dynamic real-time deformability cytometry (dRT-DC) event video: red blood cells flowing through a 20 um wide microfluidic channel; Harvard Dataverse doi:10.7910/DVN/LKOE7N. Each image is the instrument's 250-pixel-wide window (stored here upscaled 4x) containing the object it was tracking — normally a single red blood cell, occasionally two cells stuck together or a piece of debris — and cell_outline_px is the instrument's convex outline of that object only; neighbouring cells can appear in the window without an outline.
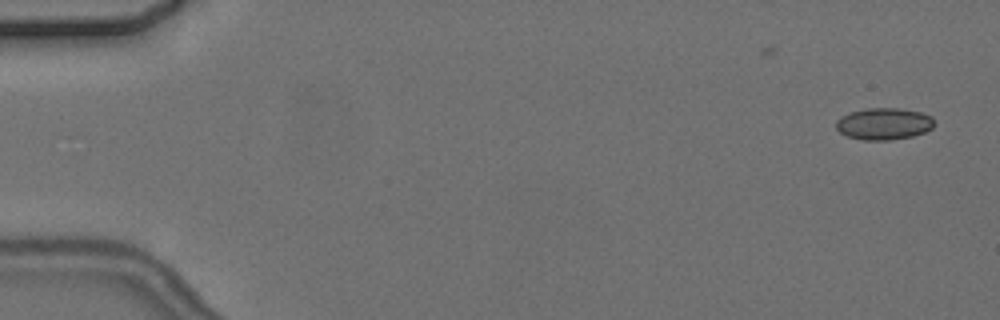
{"species": "common noctule bat (a hibernating species)", "species_latin": "Nyctalus noctula", "temperature_condition": "cold", "stored_images_in_passage": 2, "camera_frame_rate_fps": 3000, "um_per_image_px": 0.085, "animal": {"sex": "female", "body_mass_g": 24.6, "forearm_length_mm": 56.2}, "frame": {"image": 1, "passage_image": 2, "time_ms": 1.0, "image_size_px": [1000, 320], "cell_outline_px": [[936, 124], [932, 128], [924, 132], [912, 136], [888, 140], [864, 140], [848, 136], [840, 132], [836, 128], [836, 120], [840, 116], [848, 112], [868, 108], [900, 108], [920, 112], [932, 116]], "centroid_in_image_um": [75.13, 10.51], "position_along_channel_um": 9.9, "area_um2": 18.32}}